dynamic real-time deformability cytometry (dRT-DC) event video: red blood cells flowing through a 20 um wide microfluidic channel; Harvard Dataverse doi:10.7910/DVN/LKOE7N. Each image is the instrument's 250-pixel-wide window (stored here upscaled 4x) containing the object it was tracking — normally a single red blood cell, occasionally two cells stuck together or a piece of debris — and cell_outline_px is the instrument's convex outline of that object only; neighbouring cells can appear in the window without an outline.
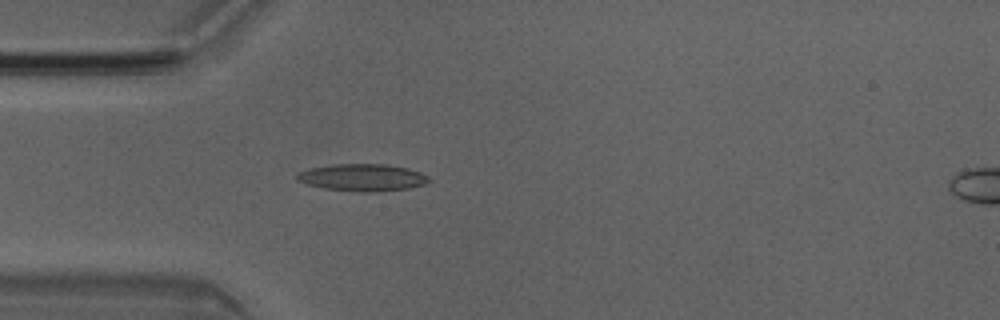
{"species": "Egyptian fruit bat (a non-hibernating species)", "species_latin": "Rousettus aegyptiacus", "temperature_condition": "room temperature", "stored_images_in_passage": 5, "camera_frame_rate_fps": 3000, "um_per_image_px": 0.085, "animal": {"sex": "male"}, "frame": {"image": 1, "passage_image": 4, "time_ms": 1.0, "image_size_px": [1000, 320], "cell_outline_px": [[432, 180], [428, 184], [408, 188], [376, 192], [360, 192], [324, 188], [308, 184], [296, 180], [296, 176], [300, 172], [312, 168], [332, 164], [384, 164], [408, 168], [420, 172], [428, 176]], "centroid_in_image_um": [30.87, 15.09], "position_along_channel_um": 54.1, "area_um2": 20.87}}